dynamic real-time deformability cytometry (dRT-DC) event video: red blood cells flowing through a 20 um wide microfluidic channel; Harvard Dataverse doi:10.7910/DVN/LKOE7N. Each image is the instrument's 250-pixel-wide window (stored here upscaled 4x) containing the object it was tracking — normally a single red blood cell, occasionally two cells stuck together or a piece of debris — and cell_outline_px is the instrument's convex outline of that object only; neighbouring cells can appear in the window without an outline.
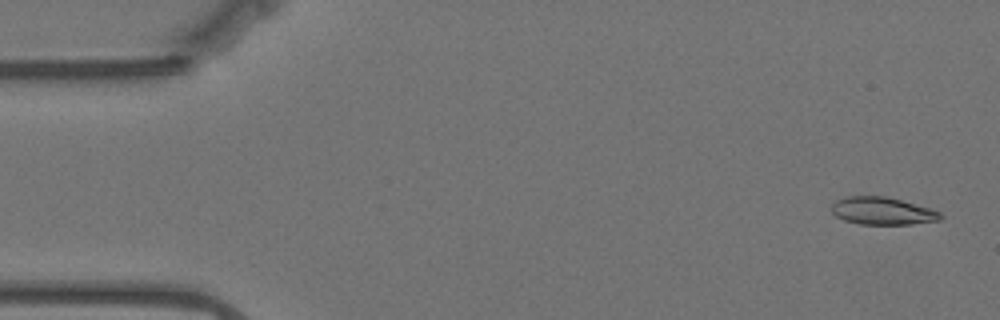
{"species": "Egyptian fruit bat (a non-hibernating species)", "species_latin": "Rousettus aegyptiacus", "temperature_condition": "warm", "stored_images_in_passage": 57, "camera_frame_rate_fps": 3000, "um_per_image_px": 0.085, "animal": {"sex": "female"}, "frame": {"image": 1, "passage_image": 2, "time_ms": 0.333, "image_size_px": [1000, 320], "cell_outline_px": [[944, 216], [940, 220], [912, 224], [860, 224], [844, 220], [836, 216], [832, 212], [832, 204], [836, 200], [848, 196], [884, 196], [900, 200], [928, 208], [940, 212]], "centroid_in_image_um": [74.99, 17.94], "position_along_channel_um": 10.0, "area_um2": 17.28}}
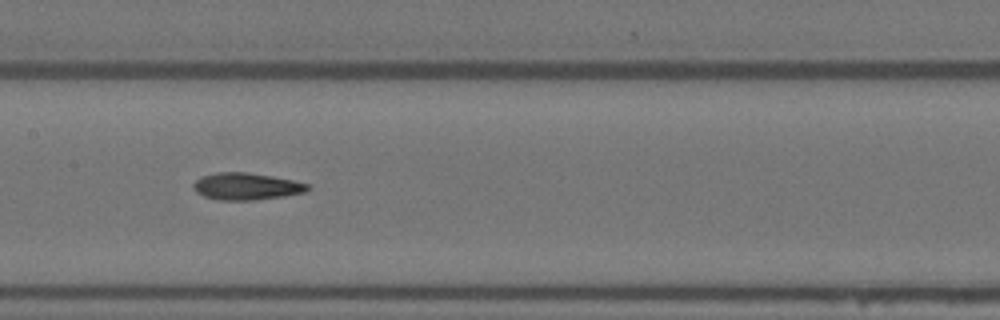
{"frame": {"image": 2, "passage_image": 27, "time_ms": 8.667, "image_size_px": [1000, 320], "cell_outline_px": [[308, 188], [304, 192], [284, 196], [252, 200], [216, 200], [204, 196], [196, 192], [192, 188], [192, 184], [200, 176], [216, 172], [248, 172], [272, 176], [292, 180], [308, 184]], "centroid_in_image_um": [20.86, 15.83], "position_along_channel_um": 186.5, "area_um2": 17.98}}
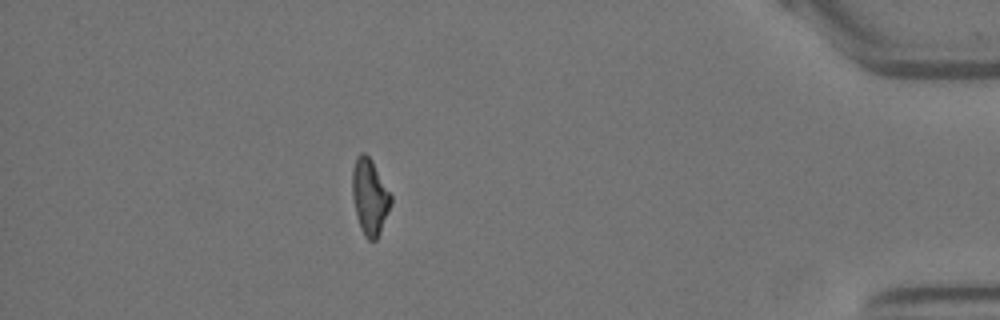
{"frame": {"image": 3, "passage_image": 50, "time_ms": 16.333, "image_size_px": [1000, 320], "cell_outline_px": [[392, 204], [380, 232], [376, 240], [368, 240], [364, 236], [360, 228], [356, 216], [352, 196], [352, 168], [356, 156], [360, 152], [364, 152], [372, 160], [392, 196]], "centroid_in_image_um": [31.42, 16.71], "position_along_channel_um": 403.8, "area_um2": 17.28}, "authors_computed_cell_mechanics": {"area_um2": 17.5712, "velocity_mm_per_s": 3.5014, "shape_relaxation_time_tau1_ms": 4.9455, "shape_relaxation_time_tau2_ms": 3.8585, "deformation_change_tau1": 0.1412, "deformation_change_tau2": 0.12}}